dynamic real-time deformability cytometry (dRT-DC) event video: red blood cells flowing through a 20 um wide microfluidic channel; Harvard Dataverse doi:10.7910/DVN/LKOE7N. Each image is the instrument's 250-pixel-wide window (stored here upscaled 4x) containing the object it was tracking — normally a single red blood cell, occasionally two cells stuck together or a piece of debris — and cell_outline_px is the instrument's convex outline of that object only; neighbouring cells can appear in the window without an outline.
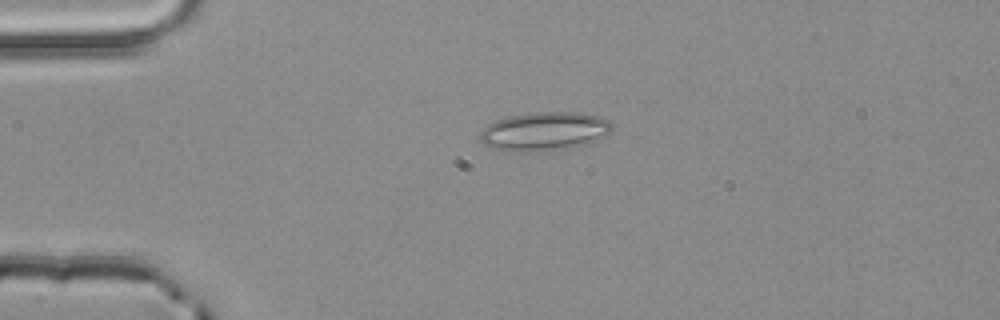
{"species": "common noctule bat (a hibernating species)", "species_latin": "Nyctalus noctula", "temperature_condition": "room temperature", "stored_images_in_passage": 1, "camera_frame_rate_fps": 3000, "um_per_image_px": 0.085, "animal": {"sex": "male", "body_mass_g": 20.4}, "frame": {"image": 1, "passage_image": 1, "time_ms": 0.0, "image_size_px": [1000, 320], "cell_outline_px": [[612, 128], [608, 132], [584, 144], [568, 148], [540, 152], [516, 152], [492, 148], [484, 144], [480, 140], [480, 132], [488, 124], [496, 120], [508, 116], [528, 112], [580, 112], [600, 116], [608, 120], [612, 124]], "centroid_in_image_um": [46.21, 11.15], "position_along_channel_um": 38.8, "area_um2": 29.77}}